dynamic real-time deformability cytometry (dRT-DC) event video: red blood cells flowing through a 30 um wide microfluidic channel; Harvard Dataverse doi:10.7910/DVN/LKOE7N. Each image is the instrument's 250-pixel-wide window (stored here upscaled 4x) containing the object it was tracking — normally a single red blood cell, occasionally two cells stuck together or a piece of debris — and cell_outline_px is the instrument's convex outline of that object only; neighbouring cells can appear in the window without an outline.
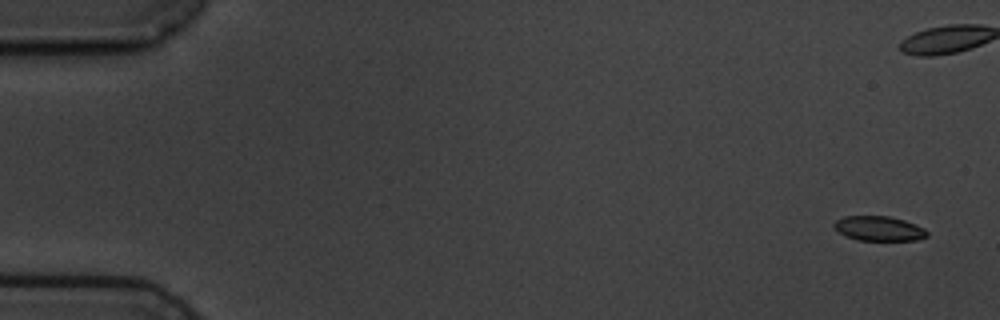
{"species": "common noctule bat (a hibernating species)", "species_latin": "Nyctalus noctula", "temperature_condition": "cold", "stored_images_in_passage": 5, "segment_of_instrument_passage": [2, 2], "camera_frame_rate_fps": 3000, "um_per_image_px": 0.085, "animal": {"sex": "male", "body_mass_g": 19.5, "forearm_length_mm": 54.6}, "frame": {"image": 1, "passage_image": 5, "time_ms": 4.667, "image_size_px": [1000, 320], "cell_outline_px": [[928, 236], [916, 240], [860, 240], [836, 232], [832, 224], [836, 220], [844, 216], [888, 216], [904, 220], [916, 224], [924, 228], [928, 232]], "centroid_in_image_um": [74.7, 19.42], "position_along_channel_um": 10.3, "area_um2": 13.41}}